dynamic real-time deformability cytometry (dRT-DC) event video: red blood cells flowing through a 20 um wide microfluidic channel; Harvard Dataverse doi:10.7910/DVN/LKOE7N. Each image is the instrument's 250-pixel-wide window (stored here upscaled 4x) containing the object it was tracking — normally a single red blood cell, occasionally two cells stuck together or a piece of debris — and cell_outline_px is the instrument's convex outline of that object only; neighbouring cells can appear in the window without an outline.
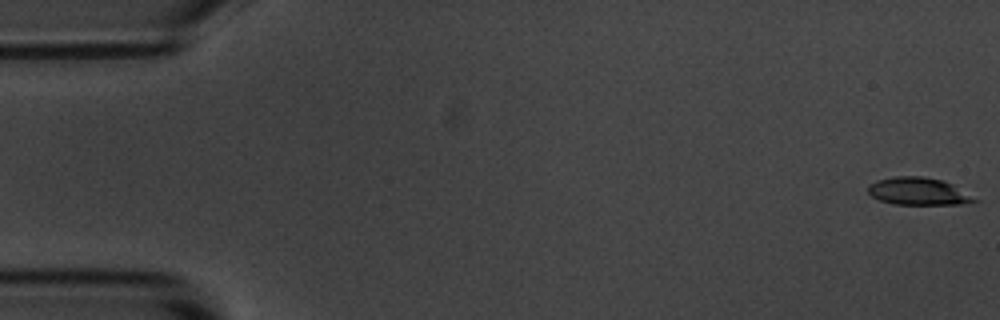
{"species": "common noctule bat (a hibernating species)", "species_latin": "Nyctalus noctula", "temperature_condition": "room temperature", "stored_images_in_passage": 5, "camera_frame_rate_fps": 3000, "um_per_image_px": 0.085, "animal": {"sex": "male", "body_mass_g": 20.1, "forearm_length_mm": 53.5}, "frame": {"image": 1, "passage_image": 1, "time_ms": 0.0, "image_size_px": [1000, 320], "cell_outline_px": [[980, 200], [960, 204], [892, 204], [880, 200], [872, 196], [868, 192], [868, 184], [876, 180], [896, 176], [924, 176], [944, 180], [952, 184]], "centroid_in_image_um": [78.04, 16.25], "position_along_channel_um": 7.0, "area_um2": 17.05}}